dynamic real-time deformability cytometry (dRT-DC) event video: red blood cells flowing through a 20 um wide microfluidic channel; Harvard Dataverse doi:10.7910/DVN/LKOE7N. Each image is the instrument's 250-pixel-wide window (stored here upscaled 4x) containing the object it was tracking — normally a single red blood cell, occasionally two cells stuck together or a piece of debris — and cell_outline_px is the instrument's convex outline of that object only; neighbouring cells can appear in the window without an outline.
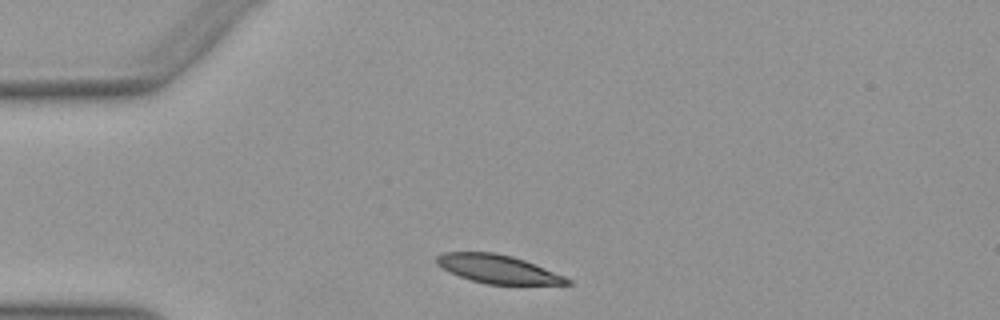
{"species": "Egyptian fruit bat (a non-hibernating species)", "species_latin": "Rousettus aegyptiacus", "temperature_condition": "warm", "stored_images_in_passage": 30, "camera_frame_rate_fps": 3000, "um_per_image_px": 0.085, "animal": {"sex": "female"}, "frame": {"image": 1, "passage_image": 1, "time_ms": 0.0, "image_size_px": [1000, 320], "cell_outline_px": [[572, 284], [488, 284], [472, 280], [460, 276], [436, 264], [436, 256], [444, 252], [492, 252], [512, 256], [524, 260], [564, 276], [572, 280]], "centroid_in_image_um": [42.32, 22.86], "position_along_channel_um": 42.7, "area_um2": 21.21}}
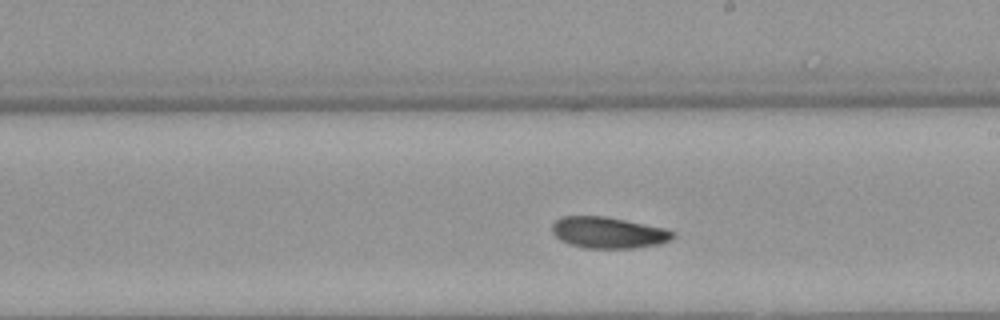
{"frame": {"image": 2, "passage_image": 18, "time_ms": 5.667, "image_size_px": [1000, 320], "cell_outline_px": [[676, 232], [668, 240], [660, 244], [632, 248], [584, 248], [568, 244], [560, 240], [552, 232], [552, 224], [556, 220], [564, 216], [604, 216], [664, 228]], "centroid_in_image_um": [51.67, 19.78], "position_along_channel_um": 237.3, "area_um2": 21.85}}
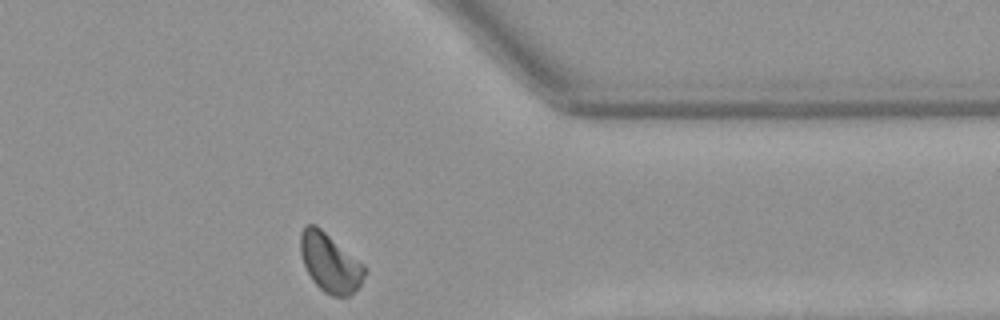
{"frame": {"image": 3, "passage_image": 30, "time_ms": 9.667, "image_size_px": [1000, 320], "cell_outline_px": [[368, 268], [360, 284], [348, 296], [332, 296], [324, 292], [312, 280], [304, 264], [300, 252], [300, 232], [304, 224], [316, 224], [364, 264]], "centroid_in_image_um": [28.04, 22.3], "position_along_channel_um": 383.4, "area_um2": 21.96}, "authors_computed_cell_mechanics": {"area_um2": 22.2241, "velocity_mm_per_s": 3.9207, "shape_relaxation_time_tau1_ms": 3.7776, "shape_relaxation_time_tau2_ms": 3.7129, "deformation_change_tau1": 0.1209, "deformation_change_tau2": 0.0679}}